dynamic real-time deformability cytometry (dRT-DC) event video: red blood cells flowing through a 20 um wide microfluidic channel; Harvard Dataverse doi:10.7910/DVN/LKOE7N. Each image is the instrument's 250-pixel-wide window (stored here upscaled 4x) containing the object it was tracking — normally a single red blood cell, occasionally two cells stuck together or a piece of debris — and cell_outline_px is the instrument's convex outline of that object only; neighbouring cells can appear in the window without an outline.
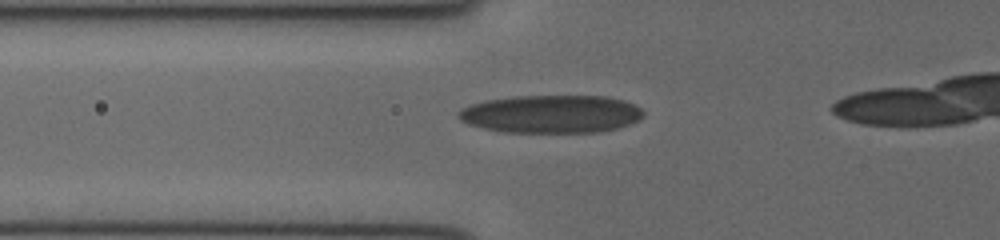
{"species": "human", "species_latin": "Homo sapiens", "temperature_condition": "cold", "stored_images_in_passage": 6, "segment_of_instrument_passage": [1, 2], "camera_frame_rate_fps": 3000, "um_per_image_px": 0.085, "donor": {"sex": "female"}, "frame": {"image": 1, "passage_image": 3, "time_ms": 0.667, "image_size_px": [1000, 240], "cell_outline_px": [[644, 116], [628, 124], [616, 128], [596, 132], [500, 132], [468, 124], [460, 120], [456, 116], [456, 112], [460, 108], [468, 104], [484, 100], [512, 96], [604, 96], [624, 100], [640, 108], [644, 112]], "centroid_in_image_um": [46.76, 9.68], "position_along_channel_um": 79.0, "area_um2": 41.1}}
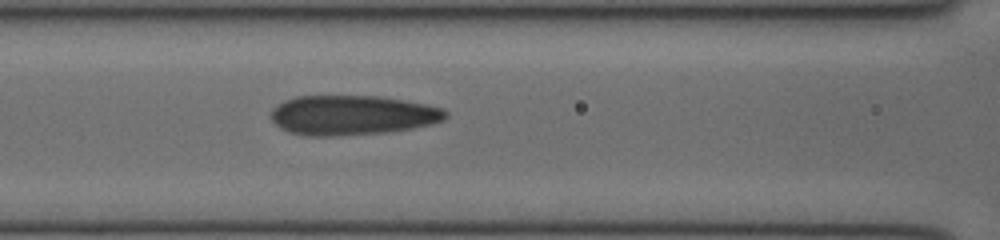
{"frame": {"image": 2, "passage_image": 5, "time_ms": 1.333, "image_size_px": [1000, 240], "cell_outline_px": [[448, 116], [444, 120], [432, 124], [412, 128], [388, 132], [340, 136], [304, 136], [288, 132], [280, 128], [268, 116], [272, 108], [284, 100], [296, 96], [376, 96], [424, 104], [444, 108], [448, 112]], "centroid_in_image_um": [29.9, 9.8], "position_along_channel_um": 136.7, "area_um2": 40.75}}